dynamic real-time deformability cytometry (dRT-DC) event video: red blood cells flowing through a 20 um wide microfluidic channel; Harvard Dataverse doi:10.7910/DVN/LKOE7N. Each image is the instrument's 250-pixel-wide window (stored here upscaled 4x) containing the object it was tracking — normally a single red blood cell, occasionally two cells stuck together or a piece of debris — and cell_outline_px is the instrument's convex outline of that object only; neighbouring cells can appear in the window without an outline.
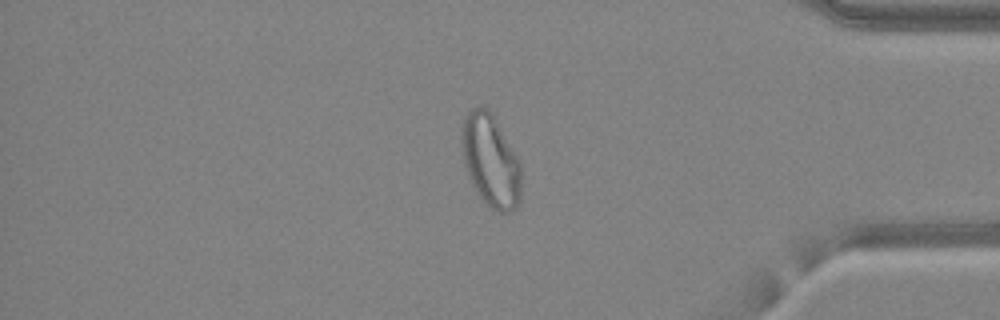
{"species": "common noctule bat (a hibernating species)", "species_latin": "Nyctalus noctula", "temperature_condition": "warm", "stored_images_in_passage": 48, "camera_frame_rate_fps": 3000, "um_per_image_px": 0.085, "animal": {"sex": "female", "body_mass_g": 24.6, "forearm_length_mm": 56.2}, "frame": {"image": 1, "passage_image": 41, "time_ms": 13.333, "image_size_px": [1000, 320], "cell_outline_px": [[520, 200], [516, 208], [508, 212], [500, 212], [492, 208], [480, 196], [472, 184], [464, 160], [460, 144], [460, 128], [468, 112], [472, 108], [480, 104], [488, 108], [492, 112], [516, 156], [520, 164]], "centroid_in_image_um": [41.68, 13.6], "position_along_channel_um": 393.5, "area_um2": 31.85}}